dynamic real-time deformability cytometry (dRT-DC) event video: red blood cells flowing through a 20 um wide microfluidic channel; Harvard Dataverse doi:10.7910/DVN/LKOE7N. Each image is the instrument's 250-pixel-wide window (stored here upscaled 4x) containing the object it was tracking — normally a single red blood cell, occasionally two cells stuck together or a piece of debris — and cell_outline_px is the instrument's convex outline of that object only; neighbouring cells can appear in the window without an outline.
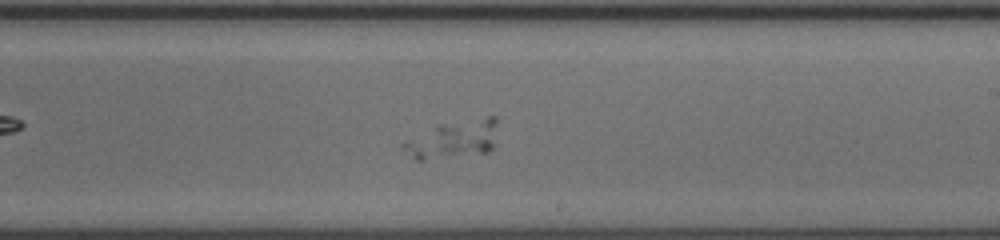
{"species": "human", "species_latin": "Homo sapiens", "temperature_condition": "cold", "stored_images_in_passage": 43, "segment_of_instrument_passage": [1, 2], "camera_frame_rate_fps": 3000, "um_per_image_px": 0.085, "donor": {"sex": "female"}, "frame": {"image": 1, "passage_image": 23, "time_ms": 7.333, "image_size_px": [1000, 240], "cell_outline_px": [[496, 144], [488, 152], [424, 160], [416, 160], [400, 144], [404, 140], [440, 124], [488, 116], [496, 116]], "centroid_in_image_um": [38.56, 11.84], "position_along_channel_um": 250.4, "area_um2": 20.75}}
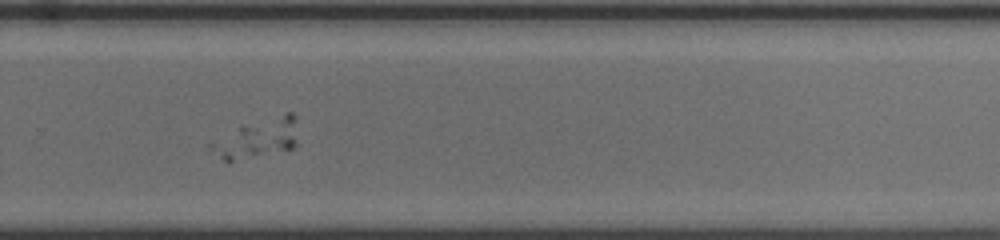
{"frame": {"image": 2, "passage_image": 28, "time_ms": 9.0, "image_size_px": [1000, 240], "cell_outline_px": [[300, 144], [296, 148], [228, 164], [208, 148], [208, 144], [240, 128], [284, 112], [292, 112]], "centroid_in_image_um": [21.94, 11.85], "position_along_channel_um": 307.9, "area_um2": 19.94}}